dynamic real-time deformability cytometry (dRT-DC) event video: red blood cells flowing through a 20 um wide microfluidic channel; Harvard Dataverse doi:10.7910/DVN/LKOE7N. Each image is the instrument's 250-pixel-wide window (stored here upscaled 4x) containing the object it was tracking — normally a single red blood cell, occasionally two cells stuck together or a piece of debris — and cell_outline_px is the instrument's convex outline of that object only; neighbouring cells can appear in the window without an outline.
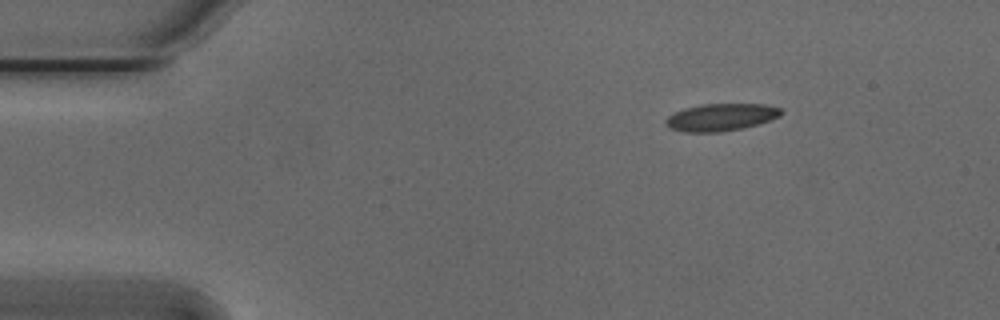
{"species": "Egyptian fruit bat (a non-hibernating species)", "species_latin": "Rousettus aegyptiacus", "temperature_condition": "cold", "stored_images_in_passage": 12, "camera_frame_rate_fps": 3000, "um_per_image_px": 0.085, "animal": {"sex": "male"}, "frame": {"image": 1, "passage_image": 1, "time_ms": 0.0, "image_size_px": [1000, 320], "cell_outline_px": [[784, 112], [780, 116], [772, 120], [760, 124], [744, 128], [720, 132], [684, 132], [668, 128], [664, 124], [664, 120], [668, 116], [684, 108], [700, 104], [764, 104], [780, 108]], "centroid_in_image_um": [61.28, 9.97], "position_along_channel_um": 23.7, "area_um2": 18.67}}